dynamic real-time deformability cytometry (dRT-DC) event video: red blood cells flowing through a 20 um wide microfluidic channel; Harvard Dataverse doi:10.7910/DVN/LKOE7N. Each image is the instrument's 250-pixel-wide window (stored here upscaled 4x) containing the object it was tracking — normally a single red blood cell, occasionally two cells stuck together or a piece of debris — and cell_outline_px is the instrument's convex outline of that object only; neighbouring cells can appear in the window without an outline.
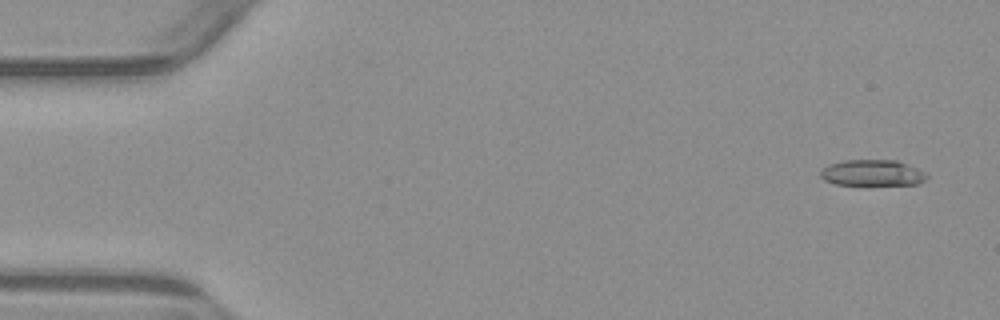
{"species": "common noctule bat (a hibernating species)", "species_latin": "Nyctalus noctula", "temperature_condition": "warm", "stored_images_in_passage": 6, "camera_frame_rate_fps": 3000, "um_per_image_px": 0.085, "animal": {"sex": "male", "body_mass_g": 23.1, "forearm_length_mm": 52.7}, "frame": {"image": 1, "passage_image": 1, "time_ms": 0.0, "image_size_px": [1000, 320], "cell_outline_px": [[928, 176], [924, 180], [916, 184], [836, 184], [824, 180], [820, 176], [820, 172], [824, 168], [832, 164], [844, 160], [896, 160], [908, 164], [924, 172]], "centroid_in_image_um": [74.15, 14.68], "position_along_channel_um": 10.9, "area_um2": 15.78}}
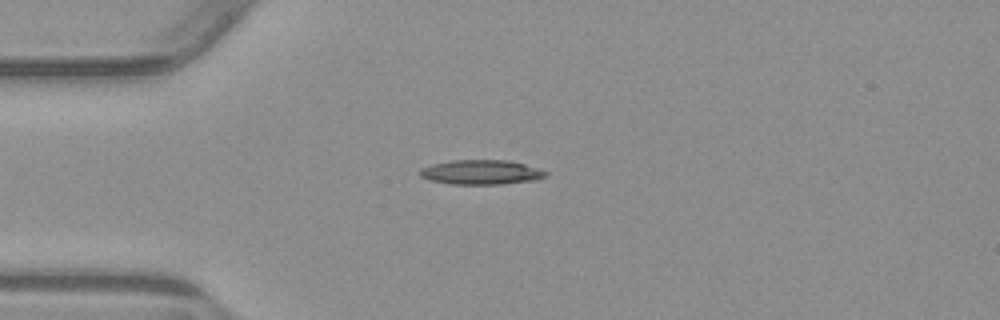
{"frame": {"image": 2, "passage_image": 4, "time_ms": 3.667, "image_size_px": [1000, 320], "cell_outline_px": [[548, 176], [536, 180], [504, 184], [452, 184], [428, 180], [420, 176], [420, 168], [432, 164], [452, 160], [508, 160], [524, 164], [548, 172]], "centroid_in_image_um": [40.9, 14.64], "position_along_channel_um": 44.1, "area_um2": 18.09}}
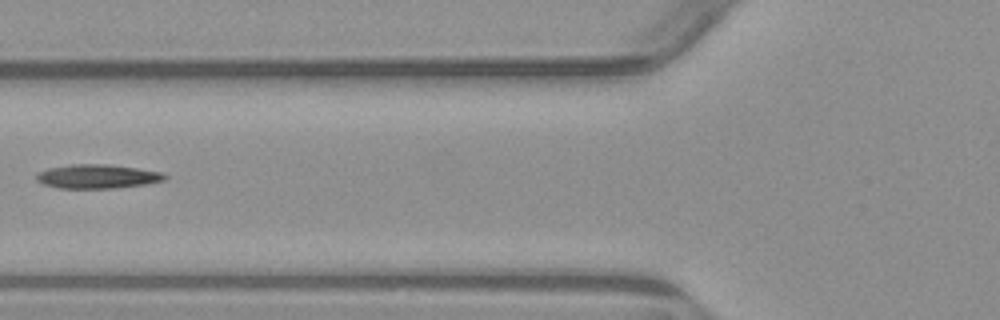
{"frame": {"image": 3, "passage_image": 6, "time_ms": 6.0, "image_size_px": [1000, 320], "cell_outline_px": [[168, 176], [164, 180], [144, 184], [116, 188], [60, 188], [44, 184], [36, 180], [36, 176], [40, 172], [48, 168], [72, 164], [108, 164], [136, 168], [160, 172]], "centroid_in_image_um": [8.27, 14.99], "position_along_channel_um": 117.5, "area_um2": 17.74}}